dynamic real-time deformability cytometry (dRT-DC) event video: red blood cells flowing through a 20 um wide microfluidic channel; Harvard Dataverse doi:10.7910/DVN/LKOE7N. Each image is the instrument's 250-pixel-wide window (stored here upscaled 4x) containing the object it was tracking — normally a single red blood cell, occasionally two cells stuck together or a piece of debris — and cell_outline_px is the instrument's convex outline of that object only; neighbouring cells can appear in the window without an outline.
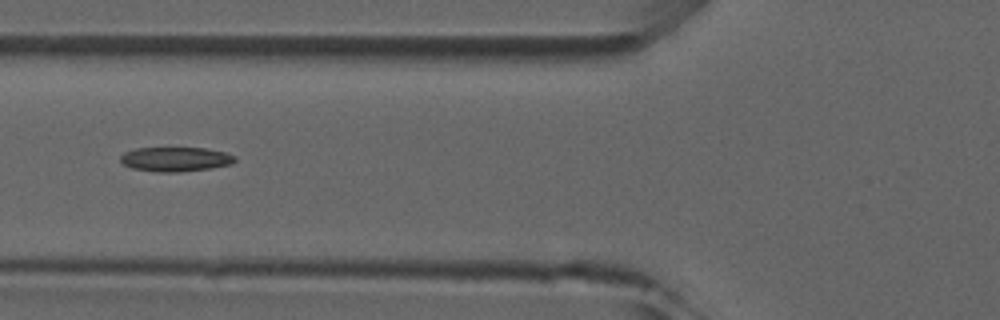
{"species": "common noctule bat (a hibernating species)", "species_latin": "Nyctalus noctula", "temperature_condition": "room temperature", "stored_images_in_passage": 5, "camera_frame_rate_fps": 3000, "um_per_image_px": 0.085, "animal": {"sex": "male", "forearm_length_mm": 52.5}, "frame": {"image": 1, "passage_image": 5, "time_ms": 4.667, "image_size_px": [1000, 320], "cell_outline_px": [[236, 160], [232, 164], [212, 168], [180, 172], [160, 172], [132, 168], [124, 164], [120, 160], [120, 156], [124, 152], [136, 148], [204, 148], [224, 152], [236, 156]], "centroid_in_image_um": [14.93, 13.53], "position_along_channel_um": 110.9, "area_um2": 16.3}}